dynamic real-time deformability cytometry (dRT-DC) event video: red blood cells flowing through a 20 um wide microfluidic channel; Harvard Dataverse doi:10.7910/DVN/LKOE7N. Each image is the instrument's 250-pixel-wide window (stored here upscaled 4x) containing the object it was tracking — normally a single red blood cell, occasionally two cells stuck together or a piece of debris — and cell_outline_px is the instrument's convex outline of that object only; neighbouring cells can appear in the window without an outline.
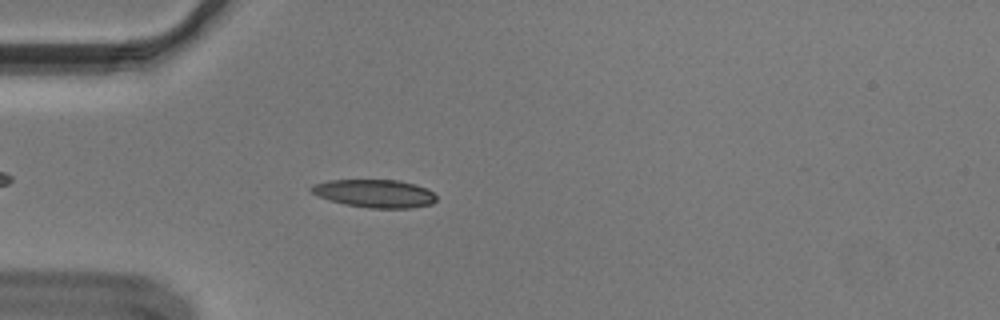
{"species": "Egyptian fruit bat (a non-hibernating species)", "species_latin": "Rousettus aegyptiacus", "temperature_condition": "cold", "stored_images_in_passage": 46, "camera_frame_rate_fps": 3000, "um_per_image_px": 0.085, "animal": {"sex": "male"}, "frame": {"image": 1, "passage_image": 7, "time_ms": 2.0, "image_size_px": [1000, 320], "cell_outline_px": [[436, 200], [432, 204], [412, 208], [368, 208], [344, 204], [320, 196], [312, 192], [308, 188], [312, 184], [328, 180], [400, 180], [416, 184], [428, 188], [436, 196]], "centroid_in_image_um": [31.88, 16.44], "position_along_channel_um": 53.1, "area_um2": 20.52}}
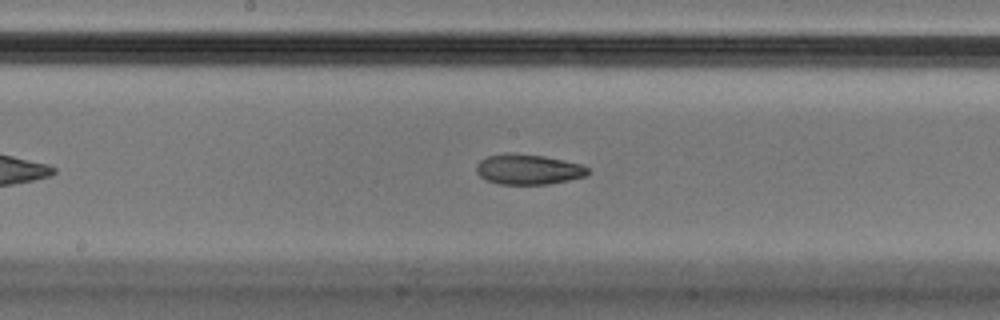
{"frame": {"image": 2, "passage_image": 20, "time_ms": 6.333, "image_size_px": [1000, 320], "cell_outline_px": [[588, 172], [584, 176], [568, 180], [548, 184], [500, 184], [484, 180], [476, 172], [476, 164], [480, 160], [488, 156], [508, 152], [516, 152], [544, 156], [564, 160], [580, 164], [588, 168]], "centroid_in_image_um": [44.84, 14.38], "position_along_channel_um": 203.4, "area_um2": 19.77}}
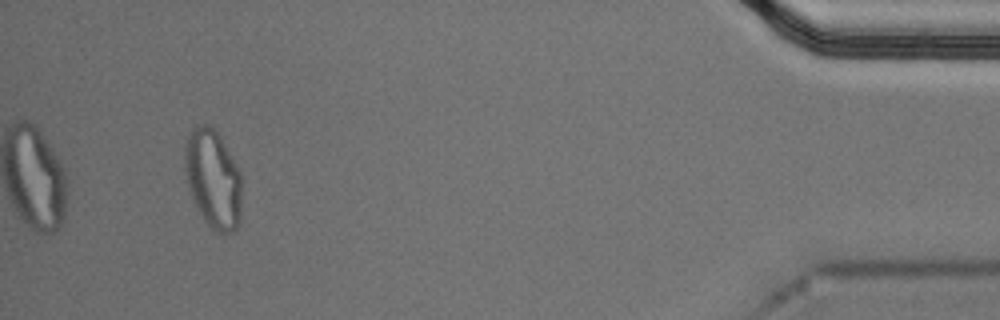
{"frame": {"image": 3, "passage_image": 43, "time_ms": 14.0, "image_size_px": [1000, 320], "cell_outline_px": [[240, 224], [232, 232], [216, 232], [204, 220], [188, 188], [184, 168], [184, 148], [188, 132], [196, 124], [204, 124], [212, 128], [220, 136], [232, 156], [240, 172]], "centroid_in_image_um": [18.08, 15.17], "position_along_channel_um": 417.1, "area_um2": 32.66}, "authors_computed_cell_mechanics": {"area_um2": 20.1144, "velocity_mm_per_s": 3.6565, "shape_relaxation_time_tau1_ms": null, "shape_relaxation_time_tau2_ms": 2.6481, "deformation_change_tau1": null, "deformation_change_tau2": 0.0803}}